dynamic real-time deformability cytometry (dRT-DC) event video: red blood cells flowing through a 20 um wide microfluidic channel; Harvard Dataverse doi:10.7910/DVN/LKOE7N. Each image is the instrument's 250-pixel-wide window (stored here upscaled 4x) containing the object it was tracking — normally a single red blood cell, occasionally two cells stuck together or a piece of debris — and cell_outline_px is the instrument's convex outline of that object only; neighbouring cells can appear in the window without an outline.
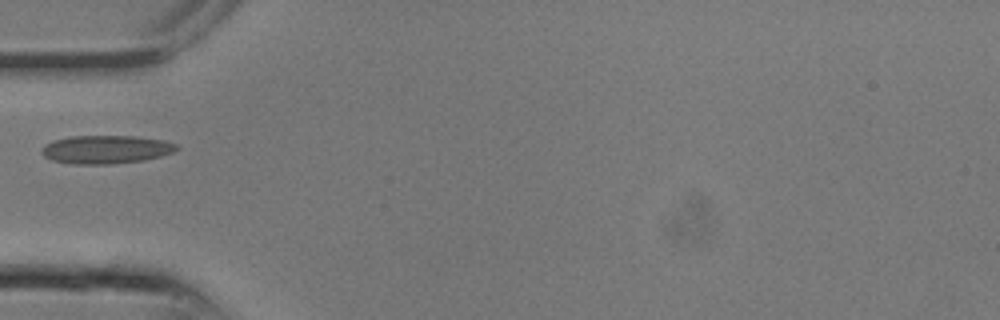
{"species": "common noctule bat (a hibernating species)", "species_latin": "Nyctalus noctula", "temperature_condition": "room temperature", "stored_images_in_passage": 17, "camera_frame_rate_fps": 3000, "um_per_image_px": 0.085, "animal": {"sex": "male", "body_mass_g": 13.3}, "frame": {"image": 1, "passage_image": 1, "time_ms": 0.0, "image_size_px": [1000, 320], "cell_outline_px": [[180, 148], [172, 152], [160, 156], [144, 160], [112, 164], [72, 164], [52, 160], [44, 156], [40, 152], [40, 148], [44, 144], [52, 140], [72, 136], [136, 136], [164, 140], [176, 144]], "centroid_in_image_um": [8.97, 12.7], "position_along_channel_um": 76.0, "area_um2": 22.43}}
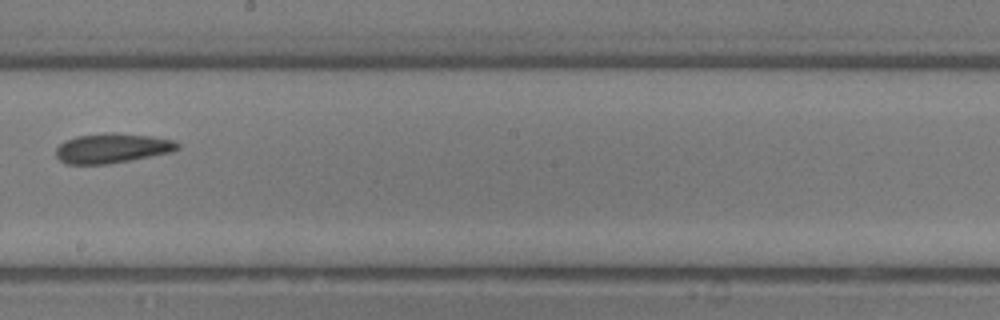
{"frame": {"image": 2, "passage_image": 7, "time_ms": 2.0, "image_size_px": [1000, 320], "cell_outline_px": [[180, 148], [172, 152], [132, 160], [108, 164], [64, 164], [56, 156], [56, 148], [64, 140], [76, 136], [104, 132], [112, 132], [152, 136], [176, 140], [180, 144]], "centroid_in_image_um": [9.55, 12.59], "position_along_channel_um": 238.7, "area_um2": 21.44}}
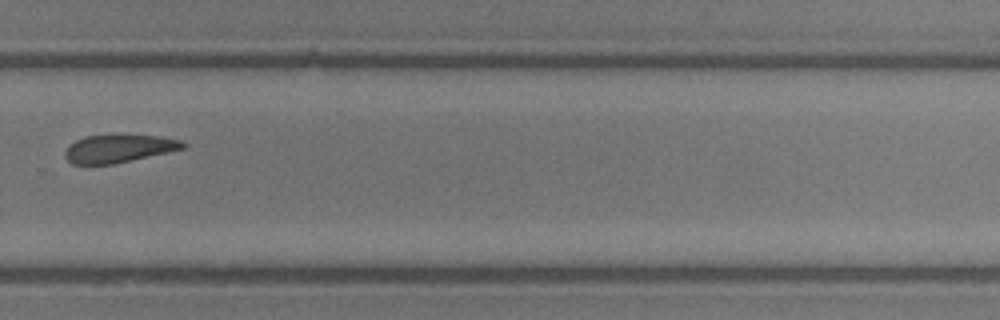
{"frame": {"image": 3, "passage_image": 10, "time_ms": 3.0, "image_size_px": [1000, 320], "cell_outline_px": [[188, 144], [184, 148], [168, 152], [132, 160], [112, 164], [72, 164], [64, 156], [64, 152], [76, 140], [88, 136], [160, 136], [180, 140]], "centroid_in_image_um": [10.11, 12.64], "position_along_channel_um": 319.7, "area_um2": 18.67}}